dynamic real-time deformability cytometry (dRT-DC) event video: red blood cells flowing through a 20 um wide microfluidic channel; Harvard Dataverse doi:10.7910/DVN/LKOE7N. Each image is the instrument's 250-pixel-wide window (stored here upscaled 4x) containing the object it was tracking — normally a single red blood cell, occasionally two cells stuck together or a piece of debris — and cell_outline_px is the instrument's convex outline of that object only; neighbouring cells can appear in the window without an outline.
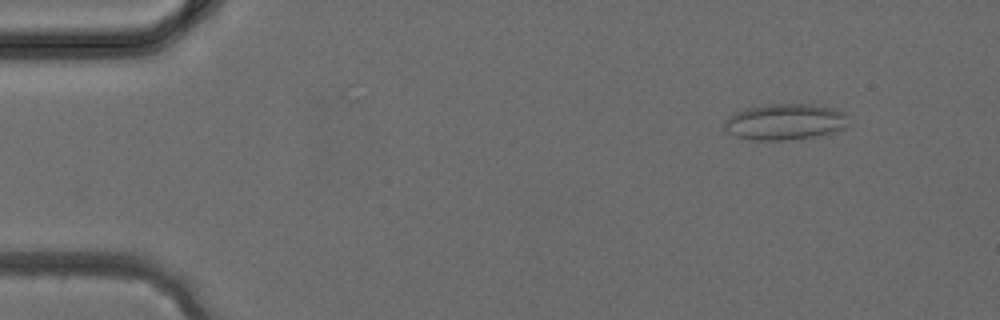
{"species": "common noctule bat (a hibernating species)", "species_latin": "Nyctalus noctula", "temperature_condition": "cold", "stored_images_in_passage": 38, "camera_frame_rate_fps": 3000, "um_per_image_px": 0.085, "animal": {"sex": "female", "body_mass_g": 24.6, "forearm_length_mm": 56.2}, "frame": {"image": 1, "passage_image": 4, "time_ms": 1.0, "image_size_px": [1000, 320], "cell_outline_px": [[844, 128], [832, 132], [816, 136], [788, 140], [752, 140], [736, 136], [728, 132], [724, 128], [724, 120], [728, 116], [736, 112], [748, 108], [772, 104], [812, 104], [832, 108], [844, 112]], "centroid_in_image_um": [66.66, 10.36], "position_along_channel_um": 18.3, "area_um2": 25.72}}
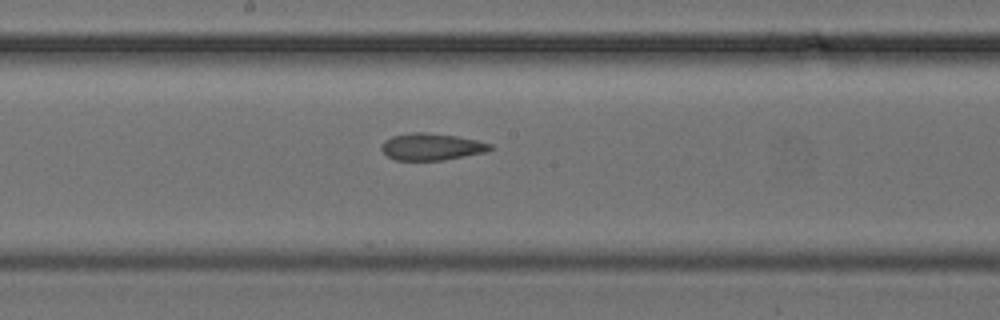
{"frame": {"image": 2, "passage_image": 20, "time_ms": 6.333, "image_size_px": [1000, 320], "cell_outline_px": [[492, 148], [484, 152], [444, 160], [396, 160], [388, 156], [380, 148], [384, 140], [392, 136], [408, 132], [424, 132], [456, 136], [476, 140], [492, 144]], "centroid_in_image_um": [36.64, 12.46], "position_along_channel_um": 211.6, "area_um2": 16.94}}
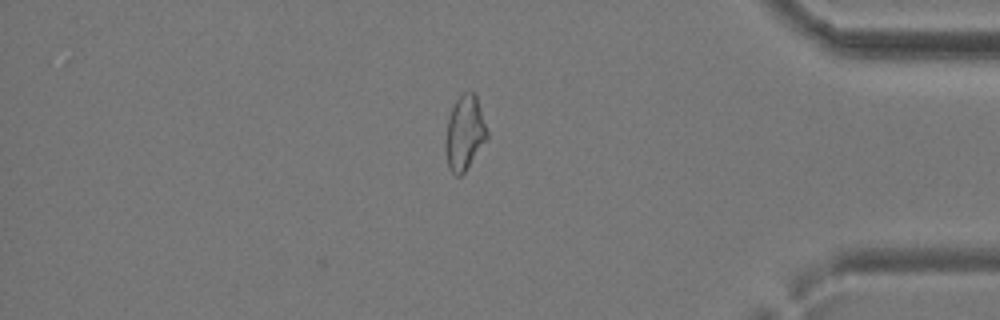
{"frame": {"image": 3, "passage_image": 32, "time_ms": 10.333, "image_size_px": [1000, 320], "cell_outline_px": [[488, 136], [464, 172], [460, 176], [456, 176], [448, 168], [444, 148], [444, 144], [448, 120], [452, 108], [456, 100], [464, 92], [472, 92], [476, 96], [488, 132]], "centroid_in_image_um": [39.46, 11.32], "position_along_channel_um": 395.7, "area_um2": 17.74}}